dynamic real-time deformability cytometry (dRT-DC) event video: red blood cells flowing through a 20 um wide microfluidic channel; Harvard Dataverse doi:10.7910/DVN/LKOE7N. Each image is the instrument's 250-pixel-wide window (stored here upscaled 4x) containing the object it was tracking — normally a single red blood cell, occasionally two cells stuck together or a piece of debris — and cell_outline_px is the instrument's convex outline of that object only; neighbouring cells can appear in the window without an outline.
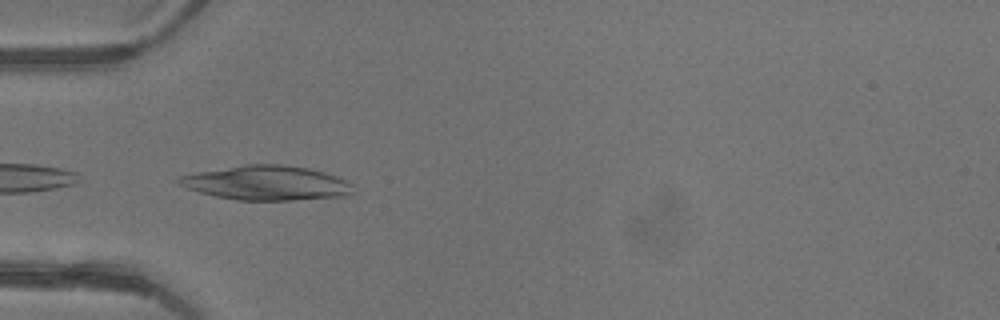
{"species": "common noctule bat (a hibernating species)", "species_latin": "Nyctalus noctula", "temperature_condition": "warm", "stored_images_in_passage": 5, "camera_frame_rate_fps": 3000, "um_per_image_px": 0.085, "animal": {"sex": "female"}, "frame": {"image": 1, "passage_image": 4, "time_ms": 1.0, "image_size_px": [1000, 320], "cell_outline_px": [[356, 192], [344, 196], [292, 200], [236, 200], [216, 196], [200, 192], [188, 188], [180, 184], [176, 180], [180, 176], [200, 172], [244, 164], [280, 164], [308, 168], [324, 172], [336, 176], [352, 184]], "centroid_in_image_um": [22.71, 15.55], "position_along_channel_um": 62.3, "area_um2": 34.74}}
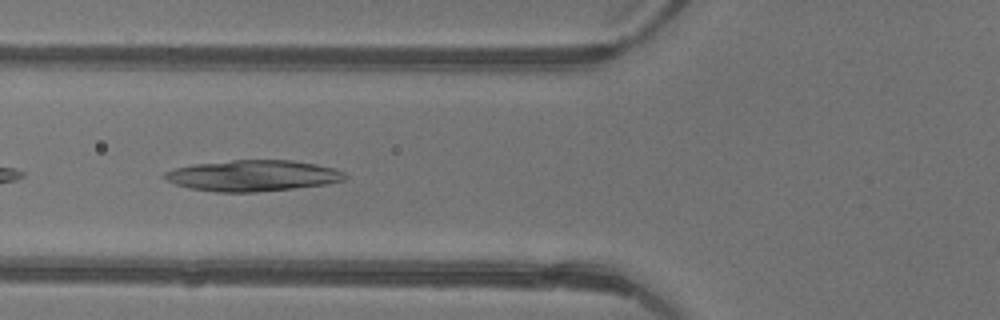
{"frame": {"image": 2, "passage_image": 5, "time_ms": 1.333, "image_size_px": [1000, 320], "cell_outline_px": [[348, 176], [344, 180], [328, 184], [256, 192], [216, 192], [188, 188], [176, 184], [160, 176], [164, 172], [176, 168], [192, 164], [232, 160], [292, 160], [316, 164], [336, 168], [344, 172]], "centroid_in_image_um": [21.49, 14.93], "position_along_channel_um": 104.3, "area_um2": 32.77}}